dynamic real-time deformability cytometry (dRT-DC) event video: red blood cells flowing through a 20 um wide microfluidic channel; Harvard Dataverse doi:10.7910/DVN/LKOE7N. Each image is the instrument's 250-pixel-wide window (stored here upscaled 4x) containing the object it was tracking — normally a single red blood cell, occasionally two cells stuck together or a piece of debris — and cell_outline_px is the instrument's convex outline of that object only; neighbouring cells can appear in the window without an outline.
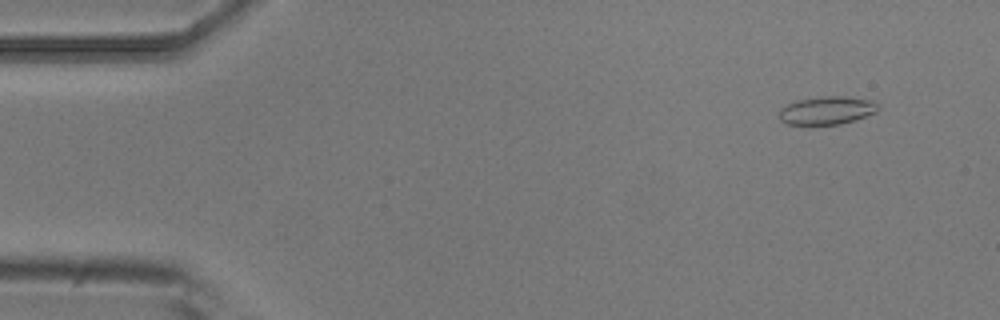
{"species": "common noctule bat (a hibernating species)", "species_latin": "Nyctalus noctula", "temperature_condition": "room temperature", "stored_images_in_passage": 5, "camera_frame_rate_fps": 3000, "um_per_image_px": 0.085, "animal": {"sex": "male", "body_mass_g": 20.5, "forearm_length_mm": 52.5}, "frame": {"image": 1, "passage_image": 2, "time_ms": 0.333, "image_size_px": [1000, 320], "cell_outline_px": [[880, 108], [876, 112], [856, 120], [840, 124], [812, 128], [788, 124], [780, 120], [780, 108], [796, 100], [824, 96], [844, 96], [868, 100], [880, 104]], "centroid_in_image_um": [70.26, 9.44], "position_along_channel_um": 14.7, "area_um2": 16.88}}